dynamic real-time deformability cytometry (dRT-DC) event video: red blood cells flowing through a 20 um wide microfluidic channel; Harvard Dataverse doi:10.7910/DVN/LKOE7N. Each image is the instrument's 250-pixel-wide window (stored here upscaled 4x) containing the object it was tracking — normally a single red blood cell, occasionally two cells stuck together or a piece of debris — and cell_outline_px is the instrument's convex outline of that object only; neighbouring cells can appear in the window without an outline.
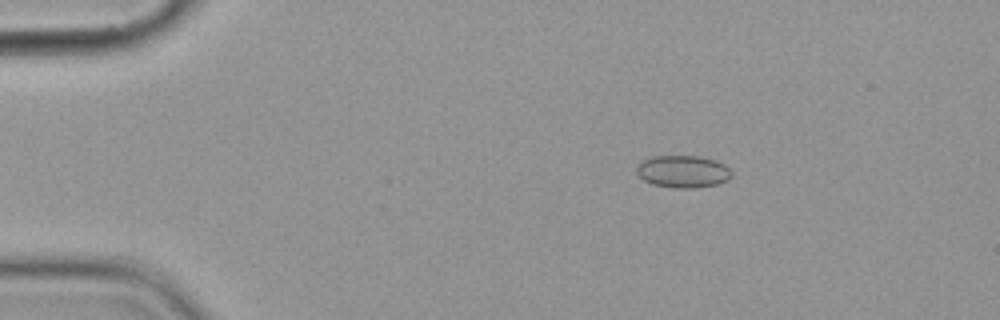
{"species": "common noctule bat (a hibernating species)", "species_latin": "Nyctalus noctula", "temperature_condition": "cold", "stored_images_in_passage": 6, "camera_frame_rate_fps": 3000, "um_per_image_px": 0.085, "animal": {"sex": "female", "body_mass_g": 19.9}, "frame": {"image": 1, "passage_image": 3, "time_ms": 2.667, "image_size_px": [1000, 320], "cell_outline_px": [[732, 176], [728, 180], [716, 184], [692, 188], [672, 188], [652, 184], [644, 180], [636, 172], [636, 168], [644, 160], [652, 156], [696, 156], [716, 160], [724, 164], [732, 172]], "centroid_in_image_um": [58.06, 14.58], "position_along_channel_um": 26.9, "area_um2": 17.8}}
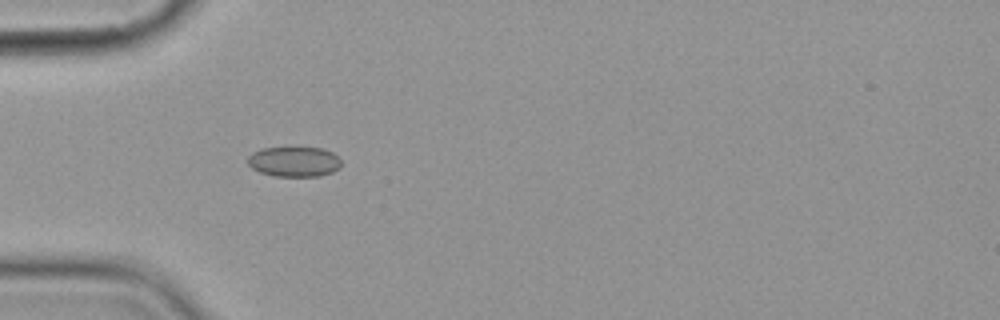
{"frame": {"image": 2, "passage_image": 5, "time_ms": 5.333, "image_size_px": [1000, 320], "cell_outline_px": [[340, 168], [332, 172], [320, 176], [272, 176], [260, 172], [252, 168], [248, 164], [248, 156], [252, 152], [264, 148], [320, 148], [332, 152], [340, 160]], "centroid_in_image_um": [24.99, 13.75], "position_along_channel_um": 60.0, "area_um2": 16.3}}
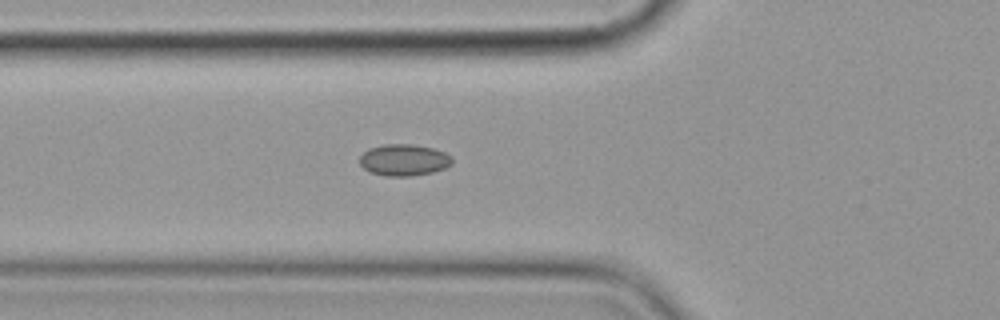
{"frame": {"image": 3, "passage_image": 6, "time_ms": 6.333, "image_size_px": [1000, 320], "cell_outline_px": [[452, 164], [444, 168], [432, 172], [412, 176], [388, 176], [368, 172], [360, 164], [360, 156], [368, 148], [384, 144], [412, 144], [432, 148], [444, 152], [452, 156]], "centroid_in_image_um": [34.32, 13.6], "position_along_channel_um": 91.5, "area_um2": 17.05}}